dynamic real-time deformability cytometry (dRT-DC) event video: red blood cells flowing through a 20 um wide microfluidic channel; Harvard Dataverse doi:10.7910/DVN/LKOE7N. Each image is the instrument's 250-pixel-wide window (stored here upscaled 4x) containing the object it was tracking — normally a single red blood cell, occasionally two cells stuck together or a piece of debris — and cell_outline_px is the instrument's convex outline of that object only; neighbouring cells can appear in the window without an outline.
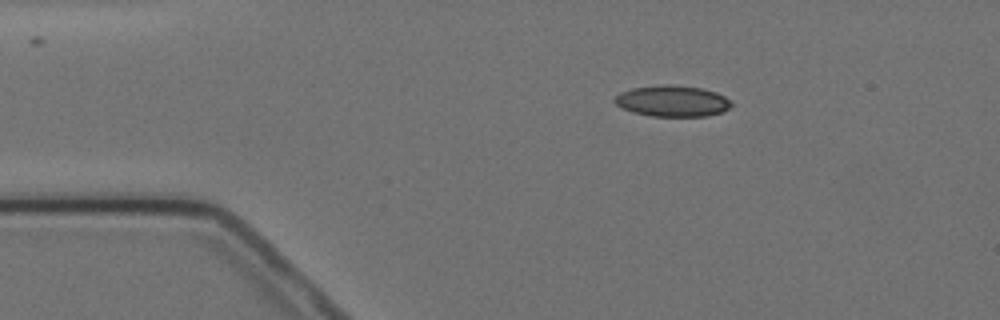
{"species": "Egyptian fruit bat (a non-hibernating species)", "species_latin": "Rousettus aegyptiacus", "temperature_condition": "cold", "stored_images_in_passage": 6, "camera_frame_rate_fps": 3000, "um_per_image_px": 0.085, "animal": {"sex": "female"}, "frame": {"image": 1, "passage_image": 3, "time_ms": 2.333, "image_size_px": [1000, 320], "cell_outline_px": [[732, 104], [728, 108], [720, 112], [708, 116], [652, 116], [632, 112], [616, 104], [612, 100], [620, 92], [632, 88], [660, 84], [668, 84], [700, 88], [716, 92], [732, 100]], "centroid_in_image_um": [57.14, 8.58], "position_along_channel_um": 27.9, "area_um2": 21.15}}
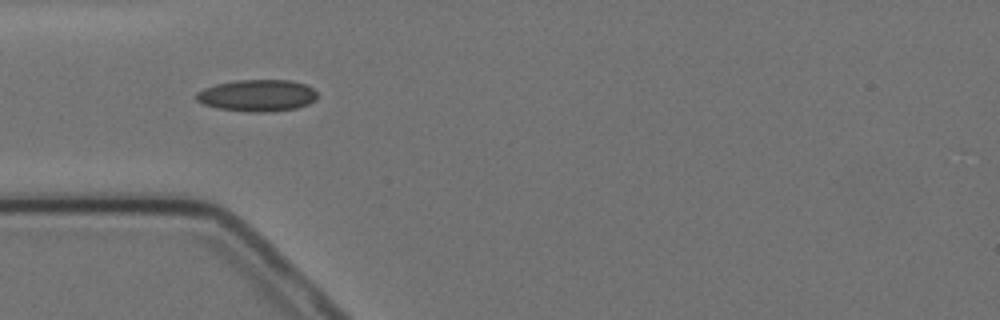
{"frame": {"image": 2, "passage_image": 5, "time_ms": 4.667, "image_size_px": [1000, 320], "cell_outline_px": [[316, 100], [308, 104], [296, 108], [268, 112], [248, 112], [216, 108], [204, 104], [196, 100], [196, 92], [204, 88], [216, 84], [236, 80], [292, 80], [304, 84], [312, 88], [316, 92]], "centroid_in_image_um": [21.85, 8.12], "position_along_channel_um": 63.1, "area_um2": 22.48}}
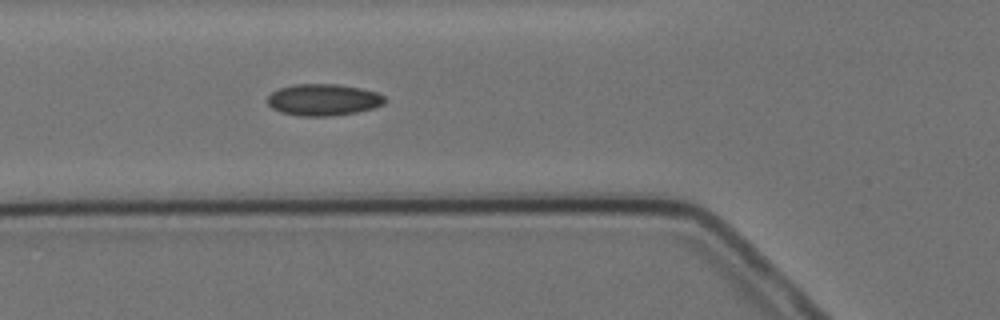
{"frame": {"image": 3, "passage_image": 6, "time_ms": 5.667, "image_size_px": [1000, 320], "cell_outline_px": [[388, 100], [384, 104], [372, 108], [356, 112], [332, 116], [300, 116], [280, 112], [272, 108], [268, 104], [268, 96], [272, 92], [280, 88], [292, 84], [336, 84], [360, 88], [376, 92], [384, 96]], "centroid_in_image_um": [27.49, 8.48], "position_along_channel_um": 98.3, "area_um2": 21.68}}